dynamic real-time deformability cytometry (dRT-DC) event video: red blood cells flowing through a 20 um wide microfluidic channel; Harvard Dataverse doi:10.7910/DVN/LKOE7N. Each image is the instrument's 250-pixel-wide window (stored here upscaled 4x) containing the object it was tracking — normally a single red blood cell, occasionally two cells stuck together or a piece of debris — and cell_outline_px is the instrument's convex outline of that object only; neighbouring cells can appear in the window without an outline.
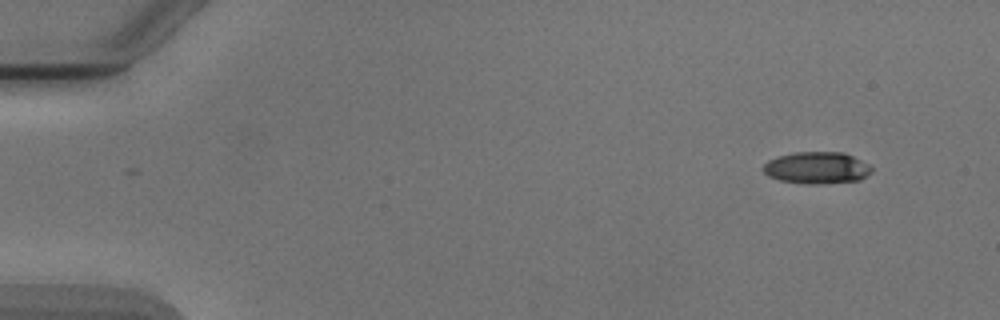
{"species": "Egyptian fruit bat (a non-hibernating species)", "species_latin": "Rousettus aegyptiacus", "temperature_condition": "cold", "stored_images_in_passage": 3, "camera_frame_rate_fps": 3000, "um_per_image_px": 0.085, "animal": {"sex": "male"}, "frame": {"image": 1, "passage_image": 3, "time_ms": 2.333, "image_size_px": [1000, 320], "cell_outline_px": [[872, 172], [860, 180], [820, 184], [808, 184], [780, 180], [768, 176], [760, 168], [768, 160], [780, 156], [796, 152], [844, 152], [872, 164]], "centroid_in_image_um": [69.47, 14.26], "position_along_channel_um": 15.5, "area_um2": 20.35}}